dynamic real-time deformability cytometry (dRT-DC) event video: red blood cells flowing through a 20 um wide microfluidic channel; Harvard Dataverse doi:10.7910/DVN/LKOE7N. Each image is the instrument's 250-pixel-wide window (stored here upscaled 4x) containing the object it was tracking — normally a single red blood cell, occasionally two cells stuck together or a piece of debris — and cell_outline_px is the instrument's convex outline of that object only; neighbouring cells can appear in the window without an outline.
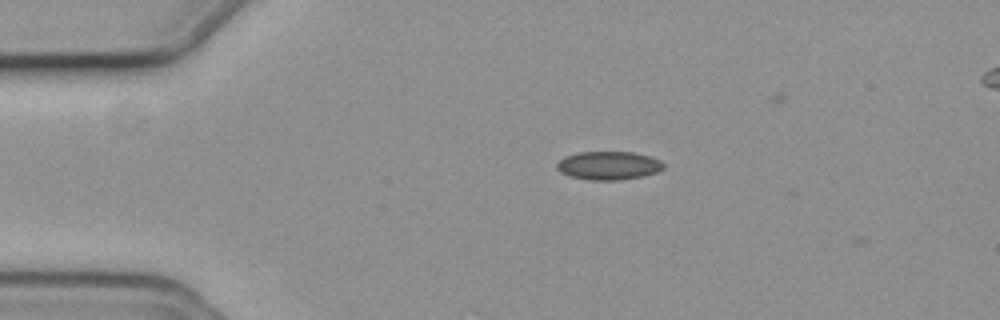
{"species": "common noctule bat (a hibernating species)", "species_latin": "Nyctalus noctula", "temperature_condition": "cold", "stored_images_in_passage": 5, "camera_frame_rate_fps": 3000, "um_per_image_px": 0.085, "animal": {"sex": "female", "body_mass_g": 19.3, "forearm_length_mm": 54.1}, "frame": {"image": 1, "passage_image": 1, "time_ms": 0.0, "image_size_px": [1000, 320], "cell_outline_px": [[664, 168], [656, 172], [644, 176], [620, 180], [592, 180], [572, 176], [560, 172], [556, 168], [556, 164], [564, 156], [580, 152], [632, 152], [648, 156], [660, 160], [664, 164]], "centroid_in_image_um": [51.73, 14.07], "position_along_channel_um": 33.3, "area_um2": 17.57}}